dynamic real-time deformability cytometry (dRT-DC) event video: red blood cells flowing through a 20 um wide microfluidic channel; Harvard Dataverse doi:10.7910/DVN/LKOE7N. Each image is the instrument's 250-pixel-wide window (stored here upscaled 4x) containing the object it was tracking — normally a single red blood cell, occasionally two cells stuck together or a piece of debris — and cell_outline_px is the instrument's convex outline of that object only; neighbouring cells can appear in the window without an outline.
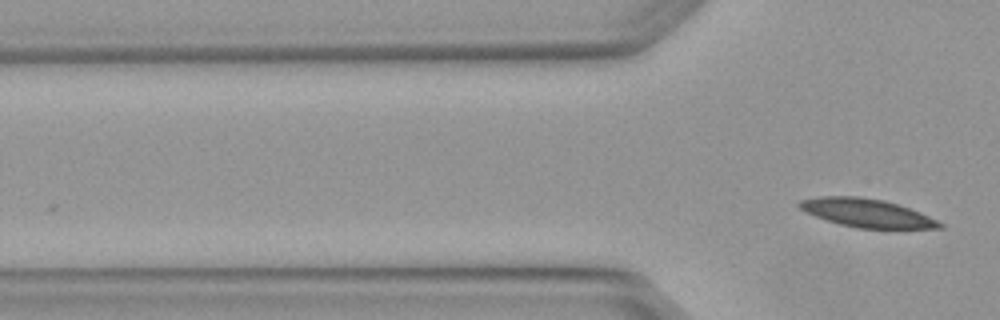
{"species": "Egyptian fruit bat (a non-hibernating species)", "species_latin": "Rousettus aegyptiacus", "temperature_condition": "warm", "stored_images_in_passage": 3, "segment_of_instrument_passage": [2, 2], "camera_frame_rate_fps": 3000, "um_per_image_px": 0.085, "animal": {"sex": "female"}, "frame": {"image": 1, "passage_image": 3, "time_ms": 0.667, "image_size_px": [1000, 320], "cell_outline_px": [[944, 228], [856, 228], [840, 224], [816, 216], [800, 208], [796, 204], [800, 200], [820, 196], [860, 196], [884, 200], [920, 212], [944, 224]], "centroid_in_image_um": [73.67, 18.09], "position_along_channel_um": 52.1, "area_um2": 22.89}}